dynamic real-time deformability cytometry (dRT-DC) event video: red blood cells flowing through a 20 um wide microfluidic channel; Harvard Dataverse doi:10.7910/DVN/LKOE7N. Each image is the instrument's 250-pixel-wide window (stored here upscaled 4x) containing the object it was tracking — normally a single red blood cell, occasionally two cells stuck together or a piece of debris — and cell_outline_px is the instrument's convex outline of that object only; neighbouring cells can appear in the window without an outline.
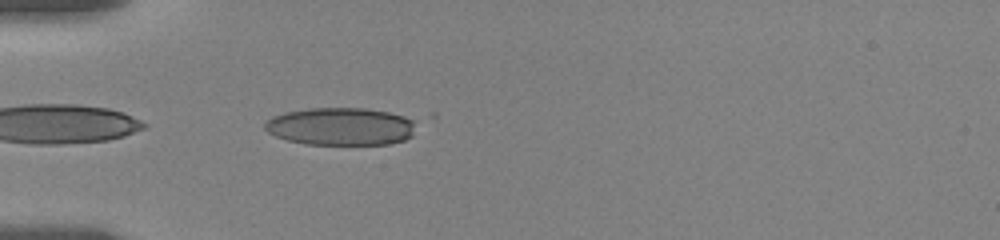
{"species": "human", "species_latin": "Homo sapiens", "temperature_condition": "room temperature", "stored_images_in_passage": 40, "camera_frame_rate_fps": 3000, "um_per_image_px": 0.085, "donor": {"sex": "female"}, "frame": {"image": 1, "passage_image": 2, "time_ms": 0.333, "image_size_px": [1000, 240], "cell_outline_px": [[412, 136], [404, 140], [392, 144], [304, 144], [288, 140], [276, 136], [268, 132], [264, 128], [264, 120], [272, 116], [284, 112], [308, 108], [364, 108], [388, 112], [404, 116], [412, 120]], "centroid_in_image_um": [28.89, 10.74], "position_along_channel_um": 56.1, "area_um2": 33.18}}
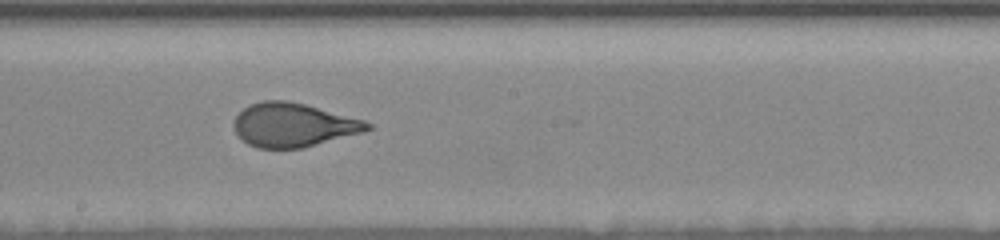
{"frame": {"image": 2, "passage_image": 17, "time_ms": 5.333, "image_size_px": [1000, 240], "cell_outline_px": [[372, 128], [364, 132], [300, 148], [256, 148], [248, 144], [236, 132], [232, 124], [236, 116], [244, 108], [252, 104], [264, 100], [288, 100], [304, 104], [364, 120], [372, 124]], "centroid_in_image_um": [24.93, 10.62], "position_along_channel_um": 223.3, "area_um2": 33.76}}
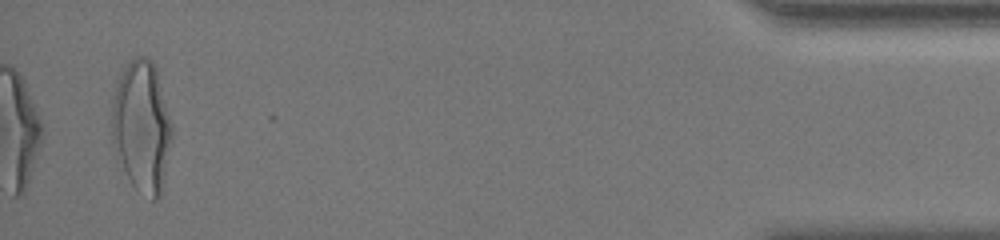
{"frame": {"image": 3, "passage_image": 40, "time_ms": 13.0, "image_size_px": [1000, 240], "cell_outline_px": [[172, 140], [160, 196], [156, 200], [152, 200], [136, 188], [132, 184], [112, 144], [112, 104], [116, 88], [124, 68], [132, 56], [148, 56], [152, 60], [156, 68], [172, 124]], "centroid_in_image_um": [12.07, 10.72], "position_along_channel_um": 423.1, "area_um2": 45.6}, "authors_computed_cell_mechanics": {"area_um2": 34.7667, "velocity_mm_per_s": 3.5257, "shape_relaxation_time_tau1_ms": 5.0316, "shape_relaxation_time_tau2_ms": null, "deformation_change_tau1": 0.1854, "deformation_change_tau2": null}}